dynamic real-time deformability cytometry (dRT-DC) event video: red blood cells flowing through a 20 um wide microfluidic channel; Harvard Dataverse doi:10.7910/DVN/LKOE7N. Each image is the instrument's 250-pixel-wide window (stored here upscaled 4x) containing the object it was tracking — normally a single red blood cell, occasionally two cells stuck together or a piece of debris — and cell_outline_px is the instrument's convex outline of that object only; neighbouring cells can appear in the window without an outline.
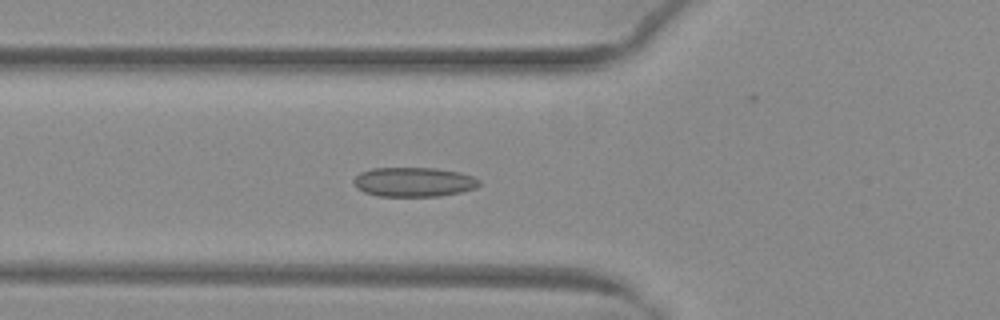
{"species": "common noctule bat (a hibernating species)", "species_latin": "Nyctalus noctula", "temperature_condition": "warm", "stored_images_in_passage": 42, "camera_frame_rate_fps": 3000, "um_per_image_px": 0.085, "animal": {"sex": "female", "body_mass_g": 29.2, "forearm_length_mm": 56.3}, "frame": {"image": 1, "passage_image": 9, "time_ms": 2.667, "image_size_px": [1000, 320], "cell_outline_px": [[480, 184], [476, 188], [460, 192], [440, 196], [380, 196], [364, 192], [356, 188], [352, 180], [360, 172], [372, 168], [436, 168], [460, 172], [472, 176], [480, 180]], "centroid_in_image_um": [35.16, 15.46], "position_along_channel_um": 90.6, "area_um2": 21.62}}
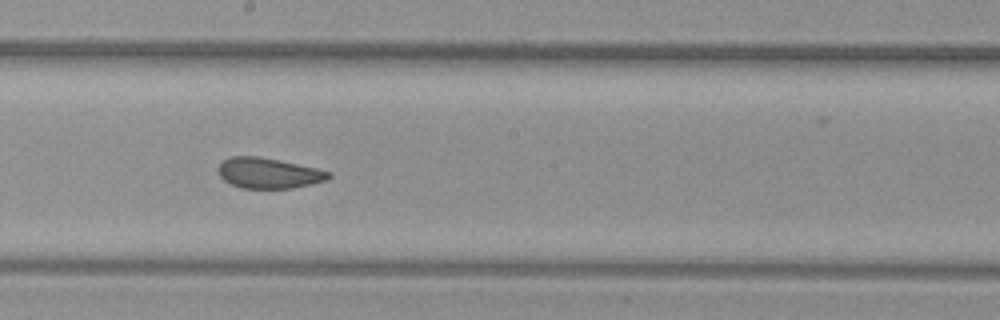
{"frame": {"image": 2, "passage_image": 19, "time_ms": 6.0, "image_size_px": [1000, 320], "cell_outline_px": [[332, 176], [328, 180], [312, 184], [292, 188], [240, 188], [224, 180], [220, 176], [216, 168], [224, 160], [232, 156], [260, 156], [316, 168], [332, 172]], "centroid_in_image_um": [22.84, 14.71], "position_along_channel_um": 225.4, "area_um2": 19.71}}
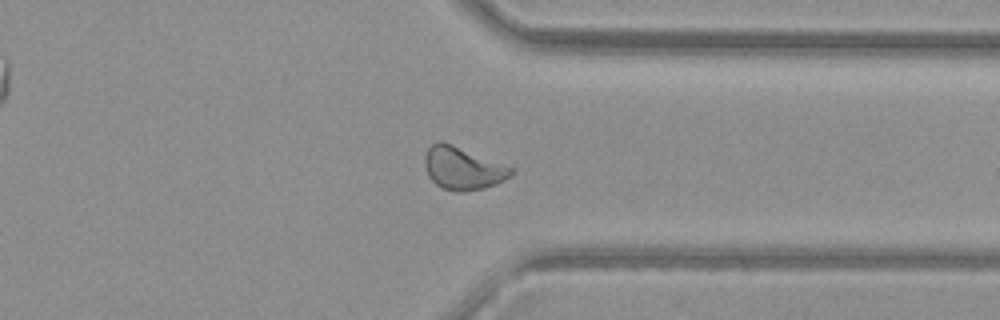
{"frame": {"image": 3, "passage_image": 30, "time_ms": 9.667, "image_size_px": [1000, 320], "cell_outline_px": [[516, 172], [504, 180], [496, 184], [484, 188], [460, 192], [456, 192], [440, 188], [428, 176], [424, 164], [424, 156], [428, 148], [436, 140], [440, 140], [452, 144], [516, 168]], "centroid_in_image_um": [39.35, 14.3], "position_along_channel_um": 372.1, "area_um2": 21.85}, "authors_computed_cell_mechanics": {"area_um2": 21.0681, "velocity_mm_per_s": 4.0353, "shape_relaxation_time_tau1_ms": null, "shape_relaxation_time_tau2_ms": 1.2364, "deformation_change_tau1": null, "deformation_change_tau2": 0.0689}}